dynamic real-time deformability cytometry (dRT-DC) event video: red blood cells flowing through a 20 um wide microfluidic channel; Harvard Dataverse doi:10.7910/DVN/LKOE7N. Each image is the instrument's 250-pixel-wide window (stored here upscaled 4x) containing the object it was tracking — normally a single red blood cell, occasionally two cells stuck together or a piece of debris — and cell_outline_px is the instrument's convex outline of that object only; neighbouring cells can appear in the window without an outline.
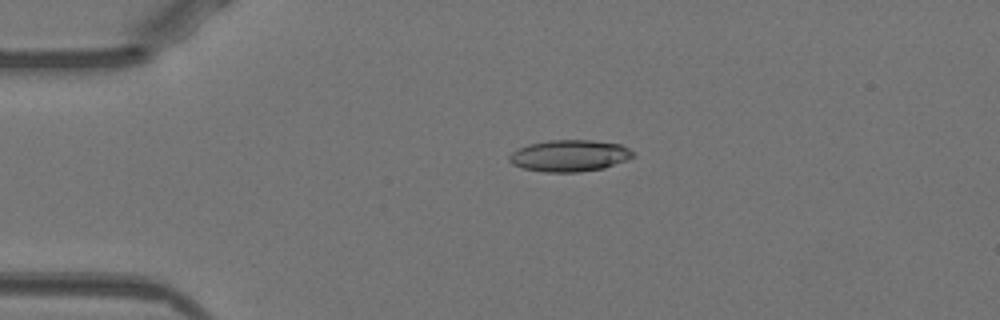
{"species": "Egyptian fruit bat (a non-hibernating species)", "species_latin": "Rousettus aegyptiacus", "temperature_condition": "warm", "stored_images_in_passage": 51, "camera_frame_rate_fps": 3000, "um_per_image_px": 0.085, "animal": {"sex": "female"}, "frame": {"image": 1, "passage_image": 11, "time_ms": 3.333, "image_size_px": [1000, 320], "cell_outline_px": [[636, 156], [604, 168], [580, 172], [544, 172], [524, 168], [512, 164], [508, 160], [508, 156], [512, 152], [528, 144], [548, 140], [592, 140], [620, 144], [636, 152]], "centroid_in_image_um": [48.43, 13.23], "position_along_channel_um": 36.6, "area_um2": 22.89}}
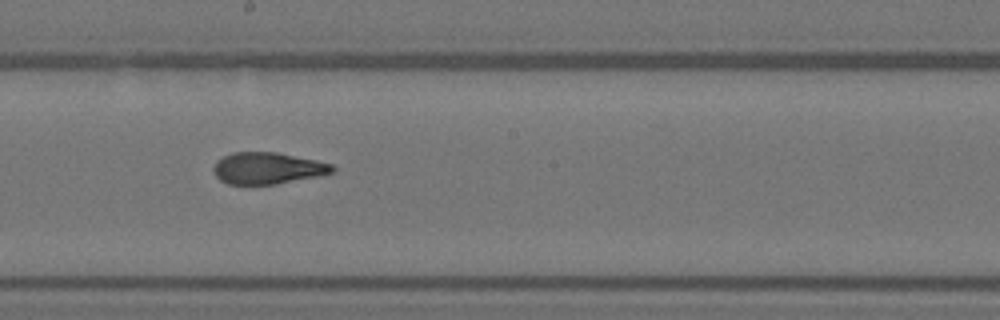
{"frame": {"image": 2, "passage_image": 28, "time_ms": 9.0, "image_size_px": [1000, 320], "cell_outline_px": [[336, 168], [332, 172], [316, 176], [276, 184], [228, 184], [220, 180], [216, 176], [212, 168], [216, 160], [232, 152], [276, 152], [316, 160], [332, 164]], "centroid_in_image_um": [22.71, 14.29], "position_along_channel_um": 225.5, "area_um2": 21.79}}
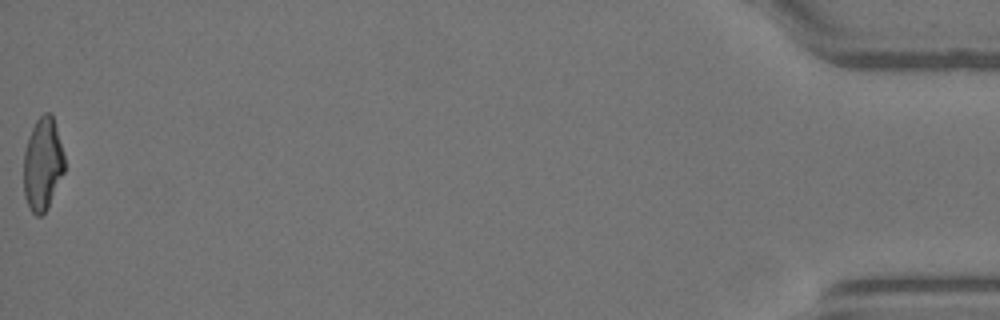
{"frame": {"image": 3, "passage_image": 51, "time_ms": 16.667, "image_size_px": [1000, 320], "cell_outline_px": [[64, 172], [48, 208], [40, 216], [36, 216], [32, 212], [24, 196], [24, 152], [32, 128], [36, 120], [44, 112], [48, 112], [52, 116], [56, 128], [64, 156]], "centroid_in_image_um": [3.62, 13.98], "position_along_channel_um": 431.6, "area_um2": 21.79}, "authors_computed_cell_mechanics": {"area_um2": 22.3108, "velocity_mm_per_s": 3.9688, "shape_relaxation_time_tau1_ms": 8.3839, "shape_relaxation_time_tau2_ms": 1.2904, "deformation_change_tau1": 0.2702, "deformation_change_tau2": 0.0841}}